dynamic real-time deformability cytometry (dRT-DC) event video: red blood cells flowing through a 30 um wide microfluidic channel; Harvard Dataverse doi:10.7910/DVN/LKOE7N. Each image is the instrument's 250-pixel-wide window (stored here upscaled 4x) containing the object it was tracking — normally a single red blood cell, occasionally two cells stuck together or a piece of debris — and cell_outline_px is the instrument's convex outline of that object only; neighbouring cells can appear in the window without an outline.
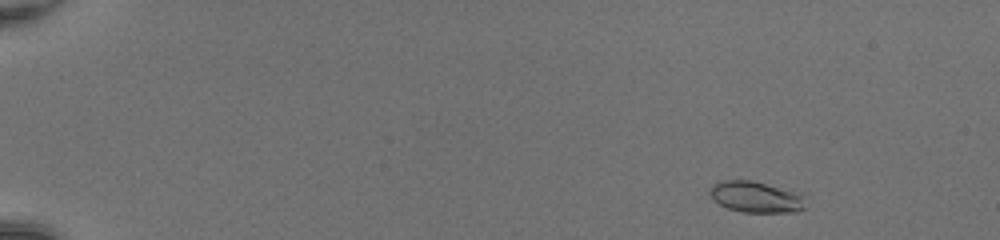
{"species": "common noctule bat (a hibernating species)", "species_latin": "Nyctalus noctula", "temperature_condition": "room temperature", "stored_images_in_passage": 47, "camera_frame_rate_fps": 3000, "um_per_image_px": 0.085, "animal": {"sex": "female", "body_mass_g": 20.0, "forearm_length_mm": 54.0}, "frame": {"image": 1, "passage_image": 3, "time_ms": 0.667, "image_size_px": [1000, 240], "cell_outline_px": [[804, 208], [792, 212], [744, 212], [728, 208], [720, 204], [708, 192], [712, 184], [720, 180], [752, 180], [800, 196]], "centroid_in_image_um": [64.1, 16.74], "position_along_channel_um": 20.9, "area_um2": 16.47}}
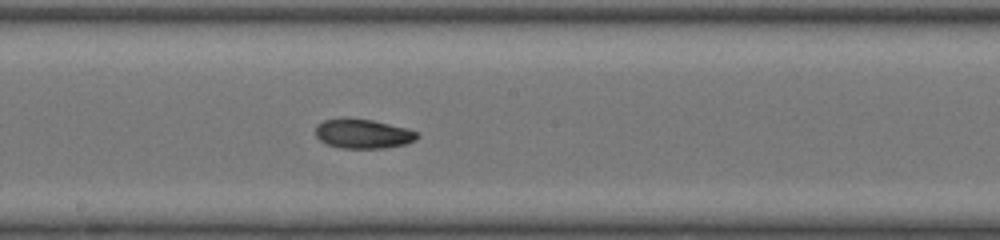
{"frame": {"image": 2, "passage_image": 27, "time_ms": 8.667, "image_size_px": [1000, 240], "cell_outline_px": [[420, 136], [416, 140], [404, 144], [384, 148], [340, 148], [328, 144], [320, 140], [316, 136], [316, 124], [324, 120], [340, 116], [348, 116], [372, 120], [408, 128], [416, 132]], "centroid_in_image_um": [30.82, 11.33], "position_along_channel_um": 217.4, "area_um2": 17.8}}
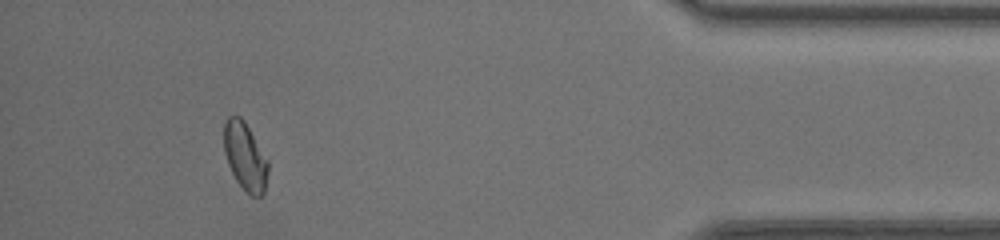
{"frame": {"image": 3, "passage_image": 44, "time_ms": 14.333, "image_size_px": [1000, 240], "cell_outline_px": [[268, 172], [264, 192], [260, 196], [252, 196], [236, 180], [228, 164], [224, 152], [224, 120], [228, 116], [240, 116], [244, 120], [268, 160]], "centroid_in_image_um": [20.83, 13.27], "position_along_channel_um": 414.4, "area_um2": 17.28}, "authors_computed_cell_mechanics": {"area_um2": 17.2822, "velocity_mm_per_s": 4.2669, "shape_relaxation_time_tau1_ms": 2.5624, "shape_relaxation_time_tau2_ms": 3.1125, "deformation_change_tau1": 0.1234, "deformation_change_tau2": 0.0786}}